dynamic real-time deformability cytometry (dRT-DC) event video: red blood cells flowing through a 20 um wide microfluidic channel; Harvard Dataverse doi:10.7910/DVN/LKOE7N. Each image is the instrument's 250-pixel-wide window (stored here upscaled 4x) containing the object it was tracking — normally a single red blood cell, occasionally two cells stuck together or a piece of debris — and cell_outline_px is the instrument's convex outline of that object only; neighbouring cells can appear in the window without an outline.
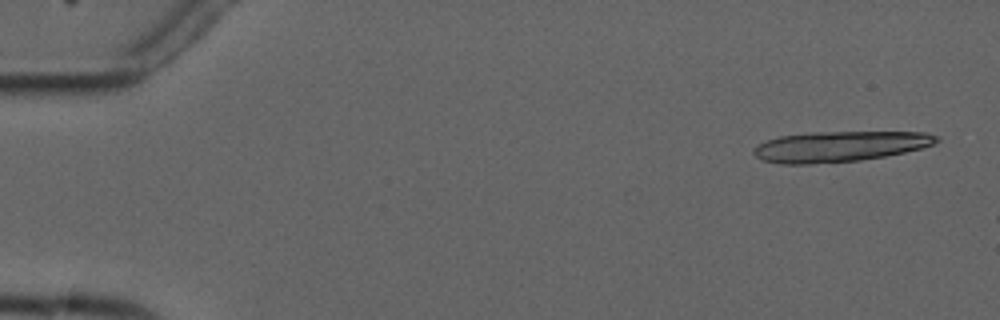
{"species": "common noctule bat (a hibernating species)", "species_latin": "Nyctalus noctula", "temperature_condition": "cold", "stored_images_in_passage": 3, "camera_frame_rate_fps": 3000, "um_per_image_px": 0.085, "animal": {"sex": "male", "forearm_length_mm": 52.5}, "frame": {"image": 1, "passage_image": 1, "time_ms": 0.0, "image_size_px": [1000, 320], "cell_outline_px": [[940, 140], [932, 144], [920, 148], [904, 152], [884, 156], [860, 160], [808, 164], [780, 164], [764, 160], [756, 156], [752, 152], [760, 144], [768, 140], [780, 136], [812, 132], [924, 132], [936, 136]], "centroid_in_image_um": [71.37, 12.44], "position_along_channel_um": 13.6, "area_um2": 32.08}}